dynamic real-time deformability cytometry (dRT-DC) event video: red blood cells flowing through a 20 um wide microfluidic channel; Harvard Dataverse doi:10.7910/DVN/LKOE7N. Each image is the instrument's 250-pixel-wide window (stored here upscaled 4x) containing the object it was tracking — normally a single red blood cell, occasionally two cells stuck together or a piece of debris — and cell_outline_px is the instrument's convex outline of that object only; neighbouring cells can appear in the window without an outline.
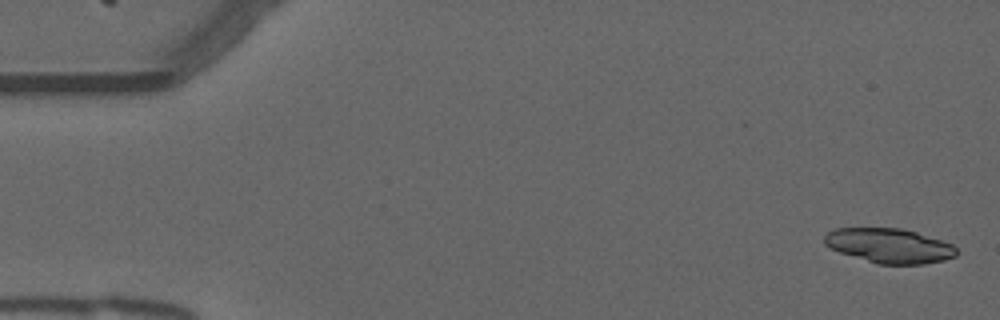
{"species": "common noctule bat (a hibernating species)", "species_latin": "Nyctalus noctula", "temperature_condition": "warm", "stored_images_in_passage": 40, "camera_frame_rate_fps": 3000, "um_per_image_px": 0.085, "animal": {"sex": "male", "forearm_length_mm": 52.5}, "frame": {"image": 1, "passage_image": 2, "time_ms": 0.333, "image_size_px": [1000, 320], "cell_outline_px": [[956, 256], [944, 260], [924, 264], [880, 264], [840, 252], [824, 244], [824, 236], [828, 232], [836, 228], [900, 228], [916, 232], [952, 244], [956, 248]], "centroid_in_image_um": [75.59, 20.88], "position_along_channel_um": 9.4, "area_um2": 26.3}}
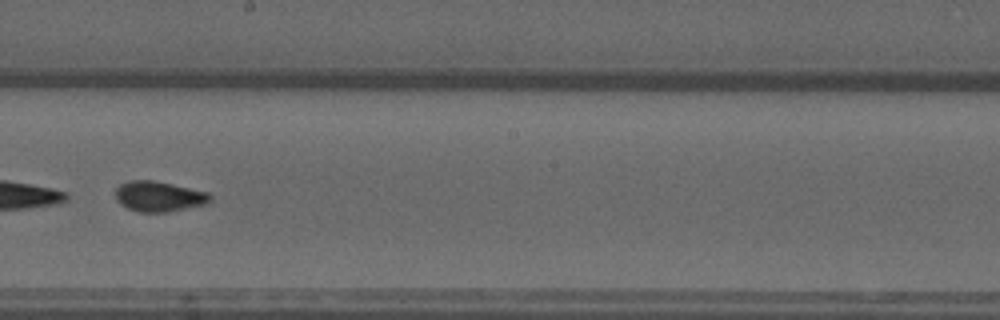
{"frame": {"image": 2, "passage_image": 31, "time_ms": 10.0, "image_size_px": [1000, 320], "cell_outline_px": [[212, 200], [208, 204], [168, 212], [140, 212], [128, 208], [120, 204], [116, 200], [116, 188], [120, 184], [128, 180], [152, 180], [172, 184], [208, 192], [212, 196]], "centroid_in_image_um": [13.52, 16.7], "position_along_channel_um": 234.7, "area_um2": 16.88}}
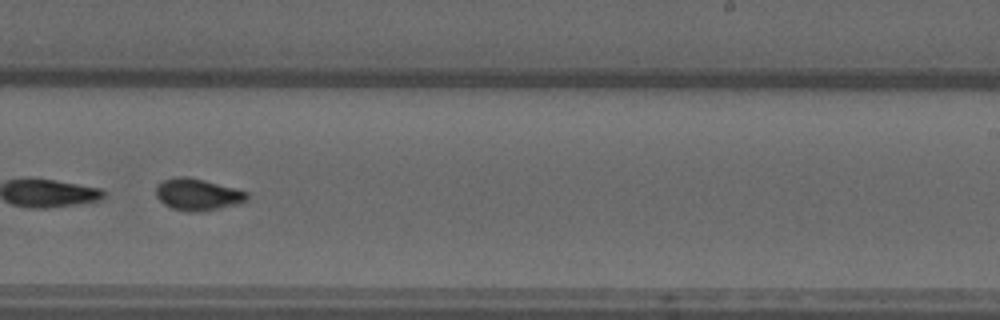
{"frame": {"image": 3, "passage_image": 34, "time_ms": 11.0, "image_size_px": [1000, 320], "cell_outline_px": [[248, 200], [236, 204], [200, 212], [188, 212], [172, 208], [164, 204], [156, 196], [156, 184], [164, 180], [180, 176], [188, 176], [204, 180], [248, 192]], "centroid_in_image_um": [16.77, 16.53], "position_along_channel_um": 272.2, "area_um2": 16.76}}